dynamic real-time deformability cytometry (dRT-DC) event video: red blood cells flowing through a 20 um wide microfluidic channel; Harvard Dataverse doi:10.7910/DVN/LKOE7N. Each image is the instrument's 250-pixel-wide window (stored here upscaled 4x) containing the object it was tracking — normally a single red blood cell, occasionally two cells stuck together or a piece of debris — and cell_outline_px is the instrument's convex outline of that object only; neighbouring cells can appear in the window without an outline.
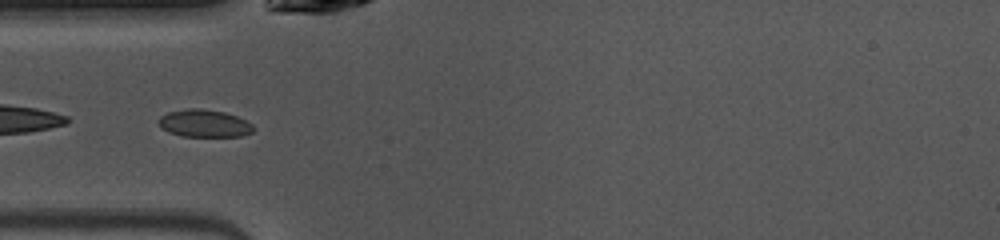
{"species": "common noctule bat (a hibernating species)", "species_latin": "Nyctalus noctula", "temperature_condition": "warm", "stored_images_in_passage": 39, "camera_frame_rate_fps": 3000, "um_per_image_px": 0.085, "animal": {"sex": "female", "body_mass_g": 10.0, "forearm_length_mm": 53.1}, "frame": {"image": 1, "passage_image": 6, "time_ms": 1.667, "image_size_px": [1000, 240], "cell_outline_px": [[252, 132], [240, 136], [180, 136], [168, 132], [160, 128], [160, 116], [168, 112], [188, 108], [200, 108], [224, 112], [236, 116], [252, 124]], "centroid_in_image_um": [17.32, 10.48], "position_along_channel_um": 67.7, "area_um2": 15.03}}
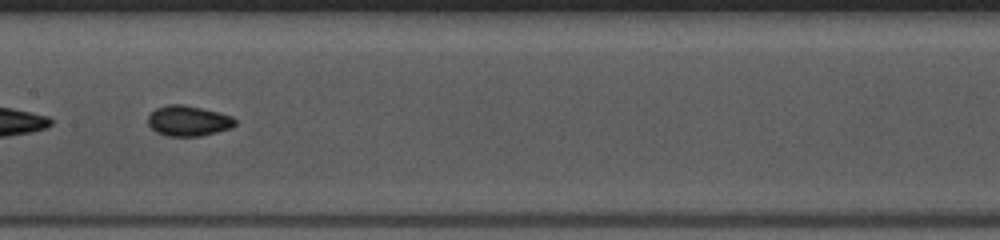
{"frame": {"image": 2, "passage_image": 15, "time_ms": 4.667, "image_size_px": [1000, 240], "cell_outline_px": [[236, 124], [232, 128], [200, 136], [168, 136], [156, 132], [148, 124], [148, 116], [156, 108], [168, 104], [184, 104], [220, 112], [232, 116], [236, 120]], "centroid_in_image_um": [16.02, 10.26], "position_along_channel_um": 191.4, "area_um2": 15.55}}
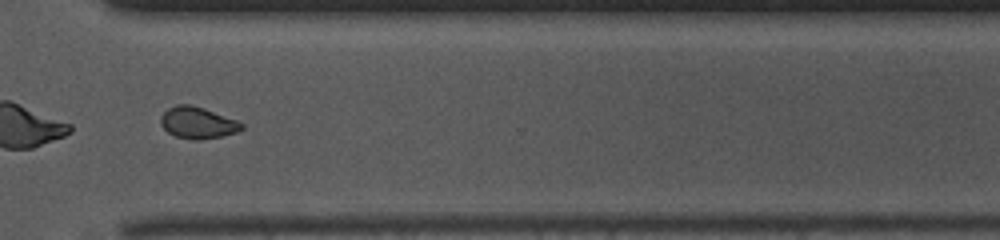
{"frame": {"image": 3, "passage_image": 27, "time_ms": 8.667, "image_size_px": [1000, 240], "cell_outline_px": [[244, 128], [236, 132], [220, 136], [200, 140], [192, 140], [176, 136], [168, 132], [160, 124], [160, 116], [168, 108], [176, 104], [192, 104], [204, 108], [236, 120], [244, 124]], "centroid_in_image_um": [16.78, 10.42], "position_along_channel_um": 353.8, "area_um2": 14.91}, "authors_computed_cell_mechanics": {"area_um2": 15.028, "velocity_mm_per_s": 4.0695, "shape_relaxation_time_tau1_ms": 2.6012, "shape_relaxation_time_tau2_ms": 3.4723, "deformation_change_tau1": 0.0904, "deformation_change_tau2": 0.0363}}